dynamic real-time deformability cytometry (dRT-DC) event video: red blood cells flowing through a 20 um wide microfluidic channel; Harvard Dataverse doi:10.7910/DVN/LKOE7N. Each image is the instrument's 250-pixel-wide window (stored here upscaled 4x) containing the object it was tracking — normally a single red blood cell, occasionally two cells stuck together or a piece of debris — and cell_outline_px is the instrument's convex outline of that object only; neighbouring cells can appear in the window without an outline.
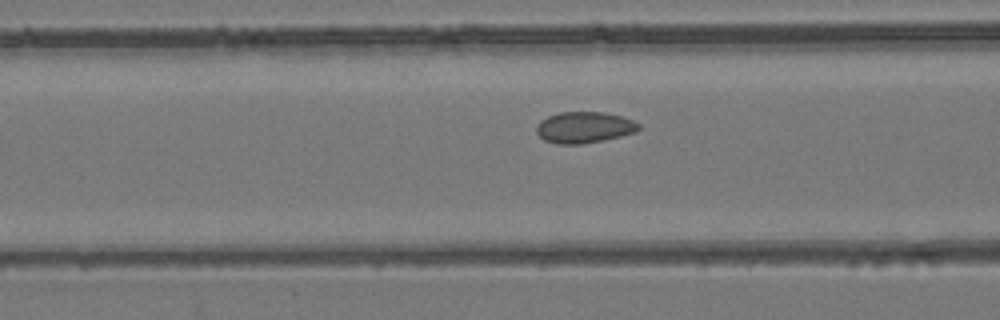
{"species": "common noctule bat (a hibernating species)", "species_latin": "Nyctalus noctula", "temperature_condition": "room temperature", "stored_images_in_passage": 43, "camera_frame_rate_fps": 3000, "um_per_image_px": 0.085, "animal": {"sex": "female", "body_mass_g": 24.6, "forearm_length_mm": 56.2}, "frame": {"image": 1, "passage_image": 17, "time_ms": 5.333, "image_size_px": [1000, 320], "cell_outline_px": [[640, 128], [636, 132], [604, 140], [580, 144], [556, 144], [544, 140], [536, 132], [536, 124], [540, 120], [556, 112], [604, 112], [620, 116], [632, 120], [640, 124]], "centroid_in_image_um": [49.63, 10.82], "position_along_channel_um": 117.0, "area_um2": 18.73}}
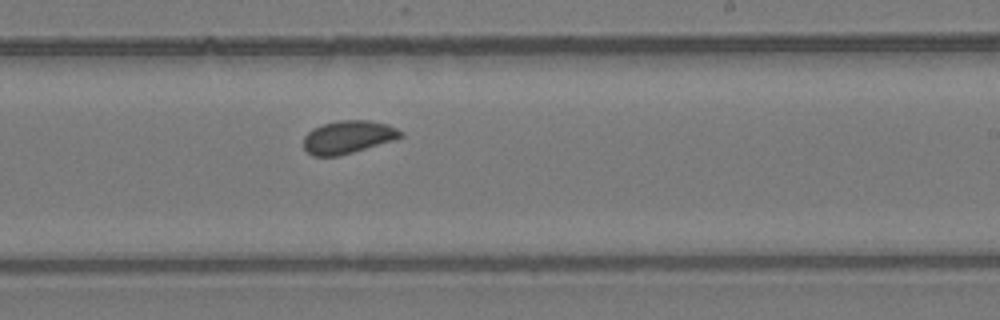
{"frame": {"image": 2, "passage_image": 28, "time_ms": 9.0, "image_size_px": [1000, 320], "cell_outline_px": [[404, 136], [392, 140], [352, 152], [336, 156], [312, 156], [304, 148], [304, 136], [312, 128], [324, 124], [340, 120], [368, 120], [388, 124], [404, 132]], "centroid_in_image_um": [29.58, 11.64], "position_along_channel_um": 259.4, "area_um2": 18.44}}
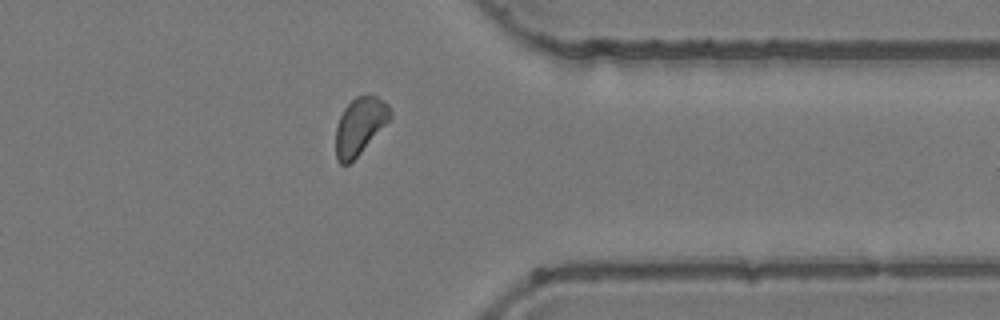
{"frame": {"image": 3, "passage_image": 38, "time_ms": 12.333, "image_size_px": [1000, 320], "cell_outline_px": [[392, 120], [348, 164], [340, 164], [336, 160], [336, 128], [340, 116], [344, 108], [356, 96], [376, 96], [384, 100], [388, 104], [392, 112]], "centroid_in_image_um": [30.62, 10.7], "position_along_channel_um": 380.8, "area_um2": 18.09}}